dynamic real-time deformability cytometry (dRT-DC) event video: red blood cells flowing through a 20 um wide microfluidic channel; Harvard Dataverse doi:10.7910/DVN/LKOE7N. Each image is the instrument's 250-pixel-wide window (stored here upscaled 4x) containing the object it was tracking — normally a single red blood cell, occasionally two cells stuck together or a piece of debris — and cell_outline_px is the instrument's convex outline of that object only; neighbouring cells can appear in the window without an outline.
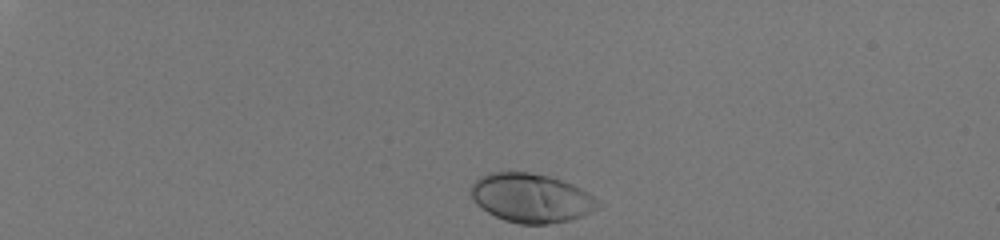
{"species": "human", "species_latin": "Homo sapiens", "temperature_condition": "room temperature", "stored_images_in_passage": 35, "camera_frame_rate_fps": 3000, "um_per_image_px": 0.085, "donor": {"sex": "male"}, "frame": {"image": 1, "passage_image": 1, "time_ms": 0.0, "image_size_px": [1000, 240], "cell_outline_px": [[604, 204], [580, 216], [568, 220], [548, 224], [520, 224], [504, 220], [488, 212], [476, 204], [468, 188], [480, 176], [488, 172], [528, 172], [548, 176], [572, 184], [588, 192]], "centroid_in_image_um": [45.13, 16.82], "position_along_channel_um": 39.9, "area_um2": 36.18}}
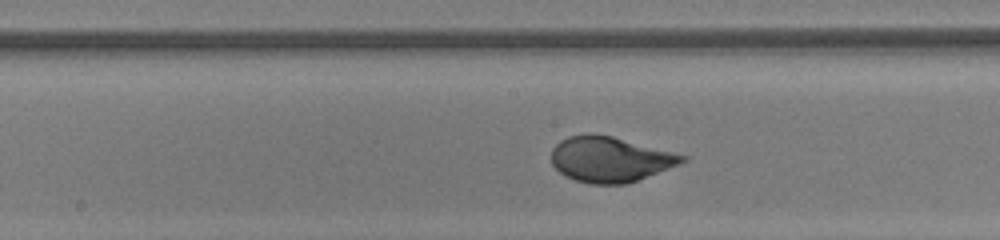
{"frame": {"image": 2, "passage_image": 20, "time_ms": 6.333, "image_size_px": [1000, 240], "cell_outline_px": [[688, 160], [680, 164], [636, 180], [624, 184], [592, 184], [576, 180], [564, 176], [552, 164], [552, 148], [560, 140], [568, 136], [592, 132], [612, 136], [688, 156]], "centroid_in_image_um": [51.83, 13.52], "position_along_channel_um": 196.4, "area_um2": 34.51}}
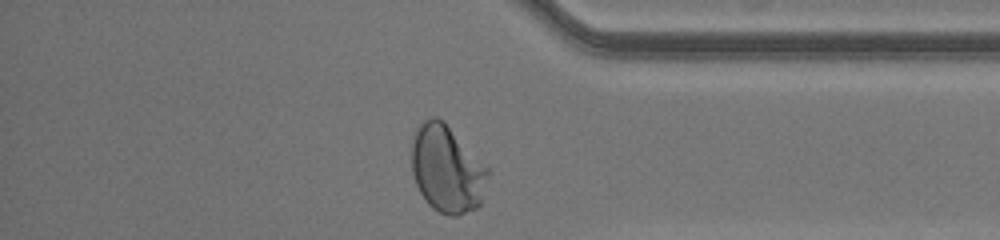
{"frame": {"image": 3, "passage_image": 35, "time_ms": 11.333, "image_size_px": [1000, 240], "cell_outline_px": [[488, 172], [480, 204], [476, 208], [456, 216], [448, 216], [432, 208], [428, 204], [420, 192], [416, 184], [412, 172], [412, 136], [416, 128], [424, 120], [432, 116], [436, 116], [444, 120], [488, 168]], "centroid_in_image_um": [37.95, 14.34], "position_along_channel_um": 397.2, "area_um2": 38.67}, "authors_computed_cell_mechanics": {"area_um2": 34.68, "velocity_mm_per_s": 4.0922, "shape_relaxation_time_tau1_ms": 3.011, "shape_relaxation_time_tau2_ms": null, "deformation_change_tau1": 0.1861, "deformation_change_tau2": null}}